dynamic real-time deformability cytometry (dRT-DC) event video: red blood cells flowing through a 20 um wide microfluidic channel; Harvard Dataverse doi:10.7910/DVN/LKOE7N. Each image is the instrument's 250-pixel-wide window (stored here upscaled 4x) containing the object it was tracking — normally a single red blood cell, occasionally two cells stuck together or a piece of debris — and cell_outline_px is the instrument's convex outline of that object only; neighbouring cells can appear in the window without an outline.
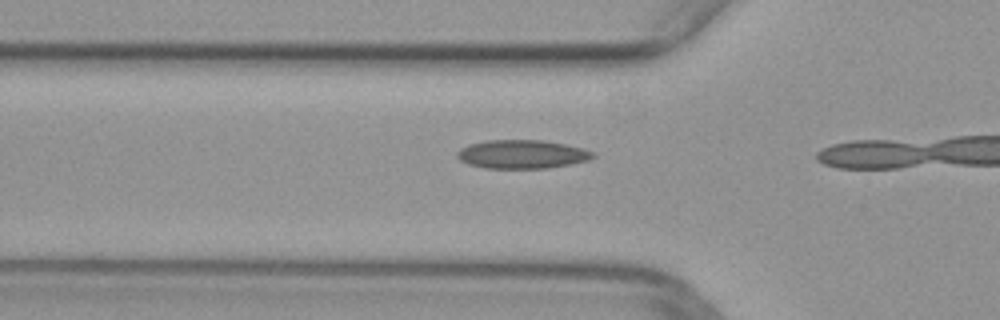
{"species": "common noctule bat (a hibernating species)", "species_latin": "Nyctalus noctula", "temperature_condition": "warm", "stored_images_in_passage": 9, "camera_frame_rate_fps": 3000, "um_per_image_px": 0.085, "animal": {"sex": "female", "body_mass_g": 29.2, "forearm_length_mm": 56.3}, "frame": {"image": 1, "passage_image": 8, "time_ms": 2.333, "image_size_px": [1000, 320], "cell_outline_px": [[596, 156], [588, 160], [572, 164], [548, 168], [484, 168], [468, 164], [460, 160], [456, 156], [456, 152], [460, 148], [468, 144], [488, 140], [544, 140], [564, 144], [596, 152]], "centroid_in_image_um": [44.36, 13.11], "position_along_channel_um": 81.4, "area_um2": 22.77}}